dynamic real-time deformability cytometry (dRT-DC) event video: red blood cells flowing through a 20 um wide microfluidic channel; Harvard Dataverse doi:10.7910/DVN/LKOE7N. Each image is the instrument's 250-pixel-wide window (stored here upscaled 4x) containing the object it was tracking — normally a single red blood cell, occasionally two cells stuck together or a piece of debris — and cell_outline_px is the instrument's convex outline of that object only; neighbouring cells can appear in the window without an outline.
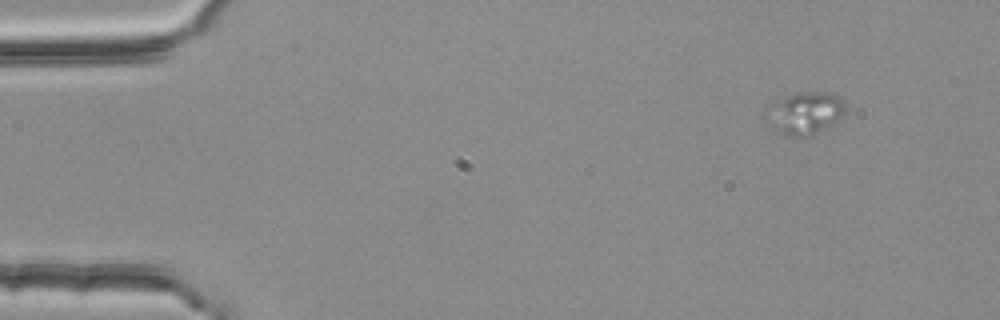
{"species": "common noctule bat (a hibernating species)", "species_latin": "Nyctalus noctula", "temperature_condition": "room temperature", "stored_images_in_passage": 3, "camera_frame_rate_fps": 3000, "um_per_image_px": 0.085, "animal": {"sex": "female", "body_mass_g": 25.1}, "frame": {"image": 1, "passage_image": 1, "time_ms": 0.0, "image_size_px": [1000, 320], "cell_outline_px": [[844, 112], [836, 120], [812, 136], [788, 136], [772, 128], [768, 124], [784, 96], [808, 92], [832, 92], [840, 96], [844, 104]], "centroid_in_image_um": [68.57, 9.63], "position_along_channel_um": 16.4, "area_um2": 18.09}}
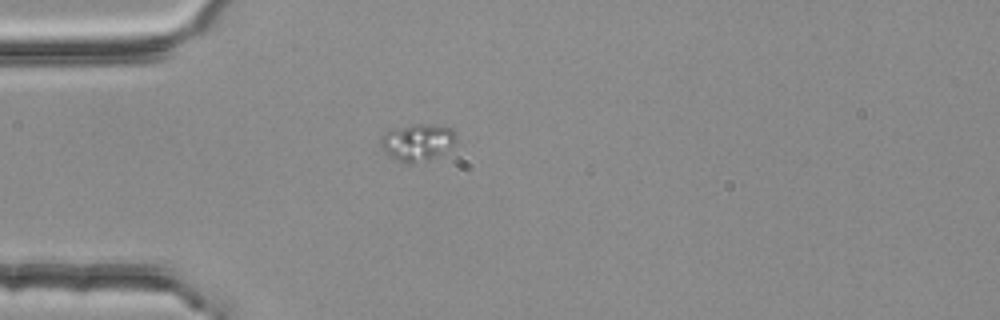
{"frame": {"image": 2, "passage_image": 3, "time_ms": 0.667, "image_size_px": [1000, 320], "cell_outline_px": [[456, 144], [444, 152], [428, 160], [412, 164], [396, 160], [380, 144], [380, 136], [384, 132], [392, 128], [416, 124], [432, 124], [452, 128], [456, 136]], "centroid_in_image_um": [35.5, 12.07], "position_along_channel_um": 49.5, "area_um2": 16.3}}